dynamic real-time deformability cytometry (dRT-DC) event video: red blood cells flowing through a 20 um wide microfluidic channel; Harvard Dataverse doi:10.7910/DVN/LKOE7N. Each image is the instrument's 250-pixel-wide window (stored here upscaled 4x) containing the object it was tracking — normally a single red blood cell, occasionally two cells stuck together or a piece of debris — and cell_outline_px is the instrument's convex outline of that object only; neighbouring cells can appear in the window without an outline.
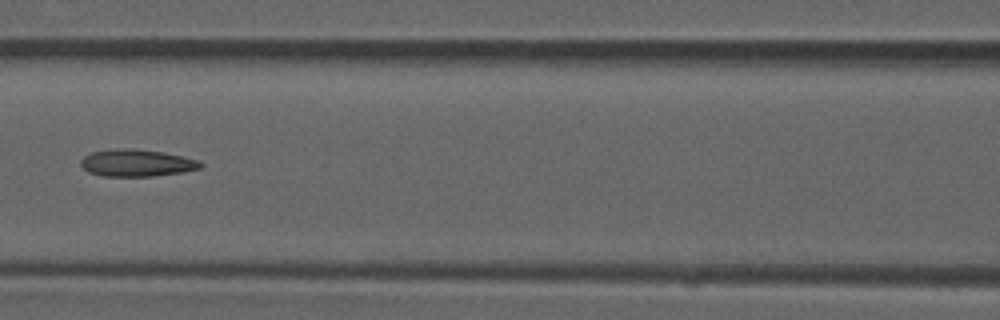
{"species": "common noctule bat (a hibernating species)", "species_latin": "Nyctalus noctula", "temperature_condition": "room temperature", "stored_images_in_passage": 7, "camera_frame_rate_fps": 3000, "um_per_image_px": 0.085, "animal": {"sex": "male", "forearm_length_mm": 52.5}, "frame": {"image": 1, "passage_image": 6, "time_ms": 1.667, "image_size_px": [1000, 320], "cell_outline_px": [[204, 164], [200, 168], [180, 172], [152, 176], [100, 176], [88, 172], [80, 164], [80, 160], [84, 156], [92, 152], [116, 148], [128, 148], [160, 152], [200, 160]], "centroid_in_image_um": [11.58, 13.85], "position_along_channel_um": 155.0, "area_um2": 18.73}}
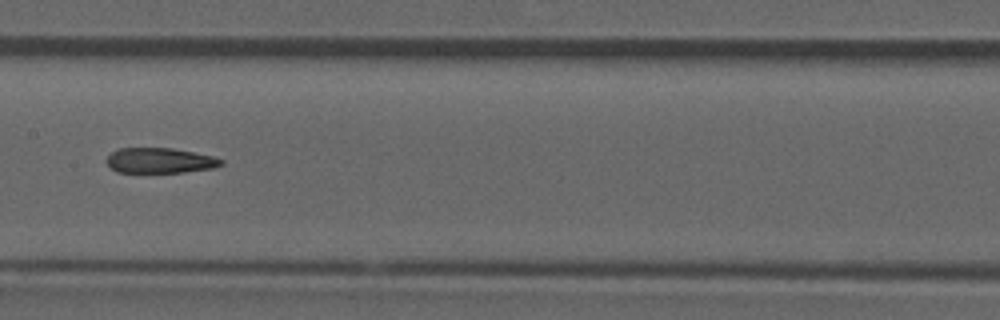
{"frame": {"image": 2, "passage_image": 7, "time_ms": 2.0, "image_size_px": [1000, 320], "cell_outline_px": [[224, 164], [212, 168], [184, 172], [116, 172], [104, 160], [112, 152], [120, 148], [172, 148], [212, 156], [224, 160]], "centroid_in_image_um": [13.58, 13.64], "position_along_channel_um": 193.8, "area_um2": 16.76}}